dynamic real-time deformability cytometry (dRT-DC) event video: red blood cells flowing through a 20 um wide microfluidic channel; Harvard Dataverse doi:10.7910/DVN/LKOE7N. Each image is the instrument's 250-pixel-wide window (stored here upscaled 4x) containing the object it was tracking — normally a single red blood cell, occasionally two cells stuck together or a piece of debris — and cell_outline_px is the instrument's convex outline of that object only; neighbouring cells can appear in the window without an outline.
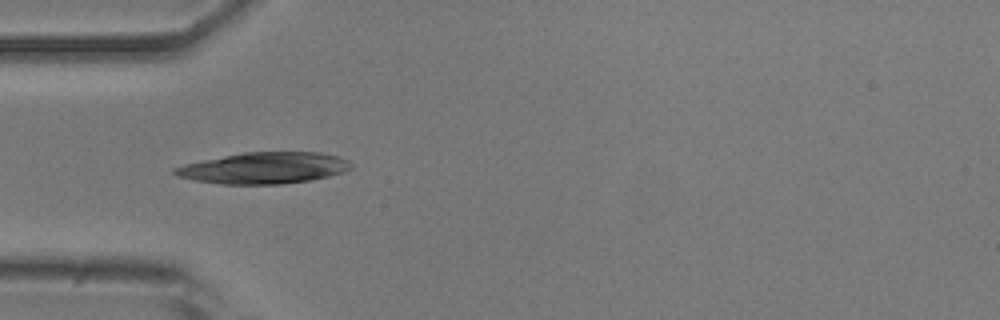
{"species": "common noctule bat (a hibernating species)", "species_latin": "Nyctalus noctula", "temperature_condition": "room temperature", "stored_images_in_passage": 5, "camera_frame_rate_fps": 3000, "um_per_image_px": 0.085, "animal": {"sex": "male", "body_mass_g": 20.5, "forearm_length_mm": 52.5}, "frame": {"image": 1, "passage_image": 3, "time_ms": 0.667, "image_size_px": [1000, 320], "cell_outline_px": [[352, 168], [344, 172], [312, 180], [280, 184], [220, 184], [192, 180], [176, 176], [172, 172], [172, 168], [184, 164], [244, 152], [320, 152], [340, 156], [348, 160], [352, 164]], "centroid_in_image_um": [22.45, 14.28], "position_along_channel_um": 62.6, "area_um2": 32.37}}
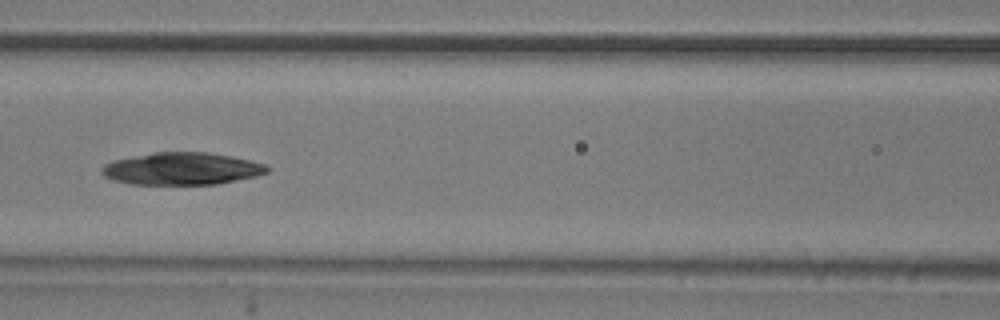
{"frame": {"image": 2, "passage_image": 5, "time_ms": 1.333, "image_size_px": [1000, 320], "cell_outline_px": [[272, 168], [268, 172], [256, 176], [216, 184], [128, 184], [112, 180], [104, 176], [100, 172], [100, 168], [104, 164], [112, 160], [152, 152], [208, 152], [232, 156], [264, 164]], "centroid_in_image_um": [15.41, 14.33], "position_along_channel_um": 151.2, "area_um2": 31.33}}